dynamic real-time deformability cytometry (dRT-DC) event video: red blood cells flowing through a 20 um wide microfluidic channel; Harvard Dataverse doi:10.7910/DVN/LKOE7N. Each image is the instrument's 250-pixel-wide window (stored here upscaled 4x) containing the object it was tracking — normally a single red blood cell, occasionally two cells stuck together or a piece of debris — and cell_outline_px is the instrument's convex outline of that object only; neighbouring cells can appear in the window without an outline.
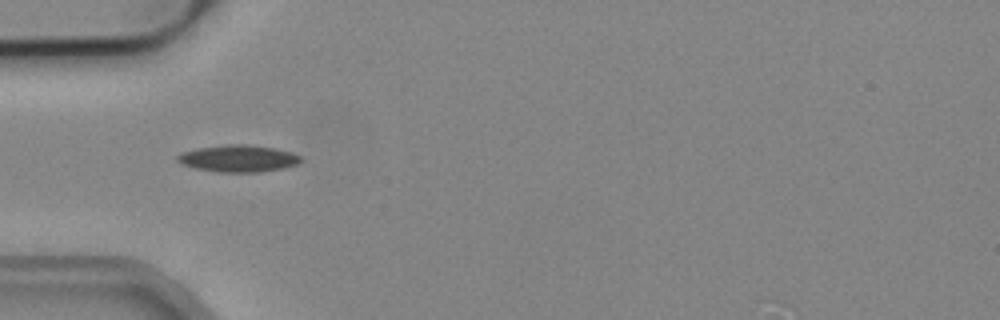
{"species": "common noctule bat (a hibernating species)", "species_latin": "Nyctalus noctula", "temperature_condition": "cold", "stored_images_in_passage": 1, "camera_frame_rate_fps": 3000, "um_per_image_px": 0.085, "animal": {"sex": "male", "body_mass_g": 19.2, "forearm_length_mm": 51.8}, "frame": {"image": 1, "passage_image": 1, "time_ms": 0.0, "image_size_px": [1000, 320], "cell_outline_px": [[300, 160], [296, 164], [284, 168], [260, 172], [220, 172], [196, 168], [184, 164], [176, 160], [176, 156], [180, 152], [200, 148], [228, 144], [244, 144], [276, 148], [292, 152], [300, 156]], "centroid_in_image_um": [20.25, 13.46], "position_along_channel_um": 64.7, "area_um2": 19.19}}